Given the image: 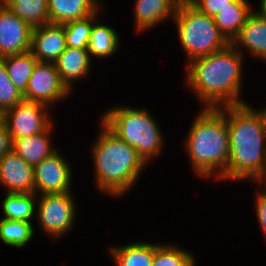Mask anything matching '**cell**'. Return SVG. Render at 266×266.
<instances>
[{"instance_id":"1","label":"cell","mask_w":266,"mask_h":266,"mask_svg":"<svg viewBox=\"0 0 266 266\" xmlns=\"http://www.w3.org/2000/svg\"><path fill=\"white\" fill-rule=\"evenodd\" d=\"M245 59L231 43L216 53L196 58L184 66V86L201 108L248 103L242 98Z\"/></svg>"},{"instance_id":"2","label":"cell","mask_w":266,"mask_h":266,"mask_svg":"<svg viewBox=\"0 0 266 266\" xmlns=\"http://www.w3.org/2000/svg\"><path fill=\"white\" fill-rule=\"evenodd\" d=\"M225 118L229 158L225 172L217 181L254 183L266 165V125L254 105L249 103L226 105Z\"/></svg>"},{"instance_id":"3","label":"cell","mask_w":266,"mask_h":266,"mask_svg":"<svg viewBox=\"0 0 266 266\" xmlns=\"http://www.w3.org/2000/svg\"><path fill=\"white\" fill-rule=\"evenodd\" d=\"M96 138L90 144L96 191L117 200L129 195L149 166L137 150L118 138L100 120ZM98 189V190H97Z\"/></svg>"},{"instance_id":"4","label":"cell","mask_w":266,"mask_h":266,"mask_svg":"<svg viewBox=\"0 0 266 266\" xmlns=\"http://www.w3.org/2000/svg\"><path fill=\"white\" fill-rule=\"evenodd\" d=\"M183 148L196 177L201 180H218L227 168L229 133L225 106L202 107L195 115Z\"/></svg>"},{"instance_id":"5","label":"cell","mask_w":266,"mask_h":266,"mask_svg":"<svg viewBox=\"0 0 266 266\" xmlns=\"http://www.w3.org/2000/svg\"><path fill=\"white\" fill-rule=\"evenodd\" d=\"M109 106L100 115V121L118 138L137 150L148 165L161 157L166 147V136L158 119L147 107Z\"/></svg>"},{"instance_id":"6","label":"cell","mask_w":266,"mask_h":266,"mask_svg":"<svg viewBox=\"0 0 266 266\" xmlns=\"http://www.w3.org/2000/svg\"><path fill=\"white\" fill-rule=\"evenodd\" d=\"M174 22V23H173ZM172 23L185 56L184 64L225 49L230 42L219 31L214 18L181 0Z\"/></svg>"},{"instance_id":"7","label":"cell","mask_w":266,"mask_h":266,"mask_svg":"<svg viewBox=\"0 0 266 266\" xmlns=\"http://www.w3.org/2000/svg\"><path fill=\"white\" fill-rule=\"evenodd\" d=\"M74 194L68 192L37 195L34 225L37 224L35 226H39L40 232H44L51 242L60 241L74 231L79 215Z\"/></svg>"},{"instance_id":"8","label":"cell","mask_w":266,"mask_h":266,"mask_svg":"<svg viewBox=\"0 0 266 266\" xmlns=\"http://www.w3.org/2000/svg\"><path fill=\"white\" fill-rule=\"evenodd\" d=\"M51 110L53 109L40 102L22 100L3 112V124L11 139L40 134L55 122Z\"/></svg>"},{"instance_id":"9","label":"cell","mask_w":266,"mask_h":266,"mask_svg":"<svg viewBox=\"0 0 266 266\" xmlns=\"http://www.w3.org/2000/svg\"><path fill=\"white\" fill-rule=\"evenodd\" d=\"M62 154L61 149H57L34 166L36 195L73 192V166L69 158Z\"/></svg>"},{"instance_id":"10","label":"cell","mask_w":266,"mask_h":266,"mask_svg":"<svg viewBox=\"0 0 266 266\" xmlns=\"http://www.w3.org/2000/svg\"><path fill=\"white\" fill-rule=\"evenodd\" d=\"M22 95L23 100L40 102L52 109L59 102H65L72 93L61 82L55 63L37 62Z\"/></svg>"},{"instance_id":"11","label":"cell","mask_w":266,"mask_h":266,"mask_svg":"<svg viewBox=\"0 0 266 266\" xmlns=\"http://www.w3.org/2000/svg\"><path fill=\"white\" fill-rule=\"evenodd\" d=\"M32 29L0 2V58L29 52Z\"/></svg>"},{"instance_id":"12","label":"cell","mask_w":266,"mask_h":266,"mask_svg":"<svg viewBox=\"0 0 266 266\" xmlns=\"http://www.w3.org/2000/svg\"><path fill=\"white\" fill-rule=\"evenodd\" d=\"M0 186L4 193H34V166L11 150L0 159Z\"/></svg>"},{"instance_id":"13","label":"cell","mask_w":266,"mask_h":266,"mask_svg":"<svg viewBox=\"0 0 266 266\" xmlns=\"http://www.w3.org/2000/svg\"><path fill=\"white\" fill-rule=\"evenodd\" d=\"M132 14L136 33L144 34L173 19L181 0H134Z\"/></svg>"},{"instance_id":"14","label":"cell","mask_w":266,"mask_h":266,"mask_svg":"<svg viewBox=\"0 0 266 266\" xmlns=\"http://www.w3.org/2000/svg\"><path fill=\"white\" fill-rule=\"evenodd\" d=\"M66 48L63 24L47 23L32 29L30 52L38 62L54 63Z\"/></svg>"},{"instance_id":"15","label":"cell","mask_w":266,"mask_h":266,"mask_svg":"<svg viewBox=\"0 0 266 266\" xmlns=\"http://www.w3.org/2000/svg\"><path fill=\"white\" fill-rule=\"evenodd\" d=\"M93 62L87 49L67 47L54 63L61 82L73 94L76 82L91 78Z\"/></svg>"},{"instance_id":"16","label":"cell","mask_w":266,"mask_h":266,"mask_svg":"<svg viewBox=\"0 0 266 266\" xmlns=\"http://www.w3.org/2000/svg\"><path fill=\"white\" fill-rule=\"evenodd\" d=\"M105 10V5L103 4L94 13V24L91 29L89 42L87 46V52L89 53L92 60L97 59L107 60L118 53V49L122 40H120V35L118 34L115 27L108 25V23H101L104 21L103 13Z\"/></svg>"},{"instance_id":"17","label":"cell","mask_w":266,"mask_h":266,"mask_svg":"<svg viewBox=\"0 0 266 266\" xmlns=\"http://www.w3.org/2000/svg\"><path fill=\"white\" fill-rule=\"evenodd\" d=\"M231 44L245 57L266 62V20L252 13ZM245 50V51H244ZM250 53V54H249Z\"/></svg>"},{"instance_id":"18","label":"cell","mask_w":266,"mask_h":266,"mask_svg":"<svg viewBox=\"0 0 266 266\" xmlns=\"http://www.w3.org/2000/svg\"><path fill=\"white\" fill-rule=\"evenodd\" d=\"M54 122L42 133L26 138L12 139V150L25 162L35 166L50 156L58 148L53 144ZM52 140V141H51Z\"/></svg>"},{"instance_id":"19","label":"cell","mask_w":266,"mask_h":266,"mask_svg":"<svg viewBox=\"0 0 266 266\" xmlns=\"http://www.w3.org/2000/svg\"><path fill=\"white\" fill-rule=\"evenodd\" d=\"M102 0H48L49 23L64 24L94 14Z\"/></svg>"},{"instance_id":"20","label":"cell","mask_w":266,"mask_h":266,"mask_svg":"<svg viewBox=\"0 0 266 266\" xmlns=\"http://www.w3.org/2000/svg\"><path fill=\"white\" fill-rule=\"evenodd\" d=\"M149 241L109 245L108 254L116 266H152L155 242Z\"/></svg>"},{"instance_id":"21","label":"cell","mask_w":266,"mask_h":266,"mask_svg":"<svg viewBox=\"0 0 266 266\" xmlns=\"http://www.w3.org/2000/svg\"><path fill=\"white\" fill-rule=\"evenodd\" d=\"M252 4L249 0H235L233 7H226L213 17L219 31L230 43L253 13L255 5Z\"/></svg>"},{"instance_id":"22","label":"cell","mask_w":266,"mask_h":266,"mask_svg":"<svg viewBox=\"0 0 266 266\" xmlns=\"http://www.w3.org/2000/svg\"><path fill=\"white\" fill-rule=\"evenodd\" d=\"M1 202L2 216L8 220L25 221L34 224L37 195L35 193H4Z\"/></svg>"},{"instance_id":"23","label":"cell","mask_w":266,"mask_h":266,"mask_svg":"<svg viewBox=\"0 0 266 266\" xmlns=\"http://www.w3.org/2000/svg\"><path fill=\"white\" fill-rule=\"evenodd\" d=\"M30 222L0 218V241L8 247L24 249L36 238V230Z\"/></svg>"},{"instance_id":"24","label":"cell","mask_w":266,"mask_h":266,"mask_svg":"<svg viewBox=\"0 0 266 266\" xmlns=\"http://www.w3.org/2000/svg\"><path fill=\"white\" fill-rule=\"evenodd\" d=\"M2 3L32 28L49 23L48 0H3Z\"/></svg>"},{"instance_id":"25","label":"cell","mask_w":266,"mask_h":266,"mask_svg":"<svg viewBox=\"0 0 266 266\" xmlns=\"http://www.w3.org/2000/svg\"><path fill=\"white\" fill-rule=\"evenodd\" d=\"M167 243V244H166ZM155 242V253L152 266H196L195 253L189 249L182 248L181 244Z\"/></svg>"},{"instance_id":"26","label":"cell","mask_w":266,"mask_h":266,"mask_svg":"<svg viewBox=\"0 0 266 266\" xmlns=\"http://www.w3.org/2000/svg\"><path fill=\"white\" fill-rule=\"evenodd\" d=\"M3 59L10 80L18 91L23 94L38 60L30 51L23 54L6 56Z\"/></svg>"},{"instance_id":"27","label":"cell","mask_w":266,"mask_h":266,"mask_svg":"<svg viewBox=\"0 0 266 266\" xmlns=\"http://www.w3.org/2000/svg\"><path fill=\"white\" fill-rule=\"evenodd\" d=\"M93 24L94 14L83 19L64 23L67 47L87 49Z\"/></svg>"},{"instance_id":"28","label":"cell","mask_w":266,"mask_h":266,"mask_svg":"<svg viewBox=\"0 0 266 266\" xmlns=\"http://www.w3.org/2000/svg\"><path fill=\"white\" fill-rule=\"evenodd\" d=\"M23 100V95L10 80L7 74L4 59L0 58V111L16 106Z\"/></svg>"},{"instance_id":"29","label":"cell","mask_w":266,"mask_h":266,"mask_svg":"<svg viewBox=\"0 0 266 266\" xmlns=\"http://www.w3.org/2000/svg\"><path fill=\"white\" fill-rule=\"evenodd\" d=\"M201 13L214 17L226 7H233L235 0H187Z\"/></svg>"},{"instance_id":"30","label":"cell","mask_w":266,"mask_h":266,"mask_svg":"<svg viewBox=\"0 0 266 266\" xmlns=\"http://www.w3.org/2000/svg\"><path fill=\"white\" fill-rule=\"evenodd\" d=\"M255 188V214H256V220L258 222V227L261 229V231L264 234V239L266 241V189L262 187Z\"/></svg>"},{"instance_id":"31","label":"cell","mask_w":266,"mask_h":266,"mask_svg":"<svg viewBox=\"0 0 266 266\" xmlns=\"http://www.w3.org/2000/svg\"><path fill=\"white\" fill-rule=\"evenodd\" d=\"M12 150V139L6 128L2 123L0 125V159Z\"/></svg>"},{"instance_id":"32","label":"cell","mask_w":266,"mask_h":266,"mask_svg":"<svg viewBox=\"0 0 266 266\" xmlns=\"http://www.w3.org/2000/svg\"><path fill=\"white\" fill-rule=\"evenodd\" d=\"M259 2L257 3L258 9L254 8L253 12L256 13L260 18L266 20V0H258Z\"/></svg>"},{"instance_id":"33","label":"cell","mask_w":266,"mask_h":266,"mask_svg":"<svg viewBox=\"0 0 266 266\" xmlns=\"http://www.w3.org/2000/svg\"><path fill=\"white\" fill-rule=\"evenodd\" d=\"M258 185L264 189H266V165L263 173L260 175V177L254 182V186Z\"/></svg>"},{"instance_id":"34","label":"cell","mask_w":266,"mask_h":266,"mask_svg":"<svg viewBox=\"0 0 266 266\" xmlns=\"http://www.w3.org/2000/svg\"><path fill=\"white\" fill-rule=\"evenodd\" d=\"M261 115L263 122L266 125V104L263 107L258 108V106L255 108Z\"/></svg>"},{"instance_id":"35","label":"cell","mask_w":266,"mask_h":266,"mask_svg":"<svg viewBox=\"0 0 266 266\" xmlns=\"http://www.w3.org/2000/svg\"><path fill=\"white\" fill-rule=\"evenodd\" d=\"M3 123V113L0 111V125Z\"/></svg>"}]
</instances>
